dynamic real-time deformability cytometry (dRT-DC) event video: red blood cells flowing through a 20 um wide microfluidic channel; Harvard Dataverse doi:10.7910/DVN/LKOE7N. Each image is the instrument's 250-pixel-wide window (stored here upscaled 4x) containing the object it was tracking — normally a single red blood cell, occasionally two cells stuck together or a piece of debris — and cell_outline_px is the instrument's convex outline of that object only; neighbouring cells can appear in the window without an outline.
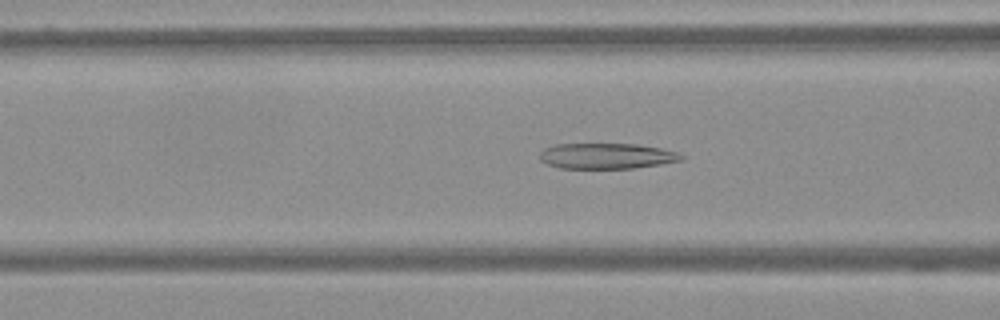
{"species": "Egyptian fruit bat (a non-hibernating species)", "species_latin": "Rousettus aegyptiacus", "temperature_condition": "warm", "stored_images_in_passage": 45, "camera_frame_rate_fps": 3000, "um_per_image_px": 0.085, "frame": {"image": 1, "passage_image": 17, "time_ms": 5.333, "image_size_px": [1000, 320], "cell_outline_px": [[684, 160], [660, 164], [632, 168], [560, 168], [548, 164], [540, 160], [540, 152], [544, 148], [556, 144], [636, 144], [660, 148], [676, 152], [684, 156]], "centroid_in_image_um": [51.56, 13.26], "position_along_channel_um": 115.0, "area_um2": 21.04}}
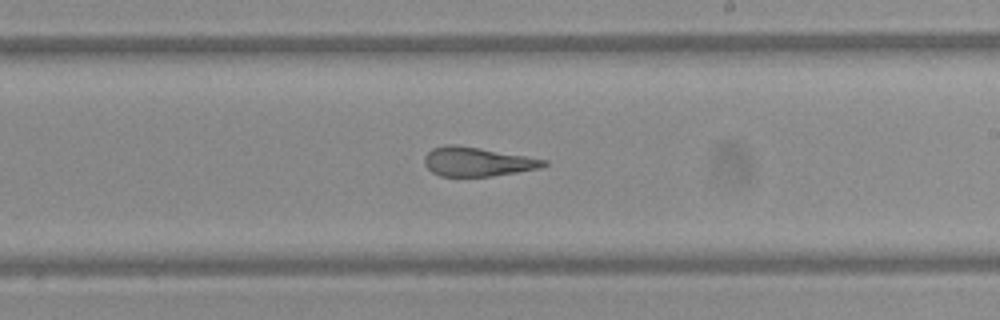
{"frame": {"image": 2, "passage_image": 29, "time_ms": 9.333, "image_size_px": [1000, 320], "cell_outline_px": [[548, 164], [540, 168], [492, 176], [440, 176], [432, 172], [424, 164], [424, 156], [432, 148], [448, 144], [456, 144], [480, 148], [548, 160]], "centroid_in_image_um": [40.55, 13.74], "position_along_channel_um": 248.5, "area_um2": 20.17}}
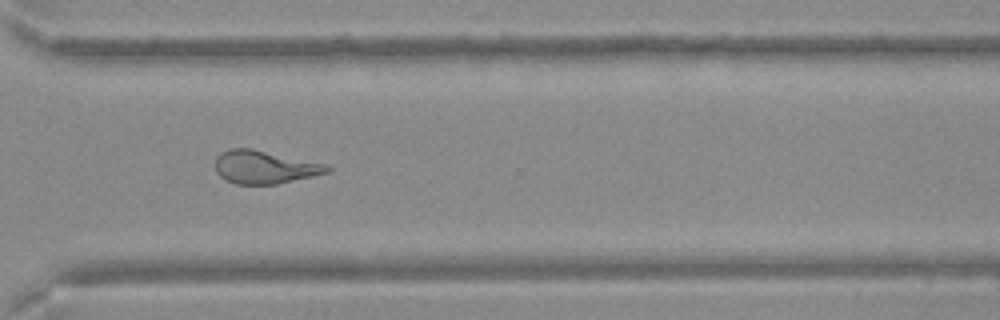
{"frame": {"image": 3, "passage_image": 38, "time_ms": 12.333, "image_size_px": [1000, 320], "cell_outline_px": [[332, 168], [328, 172], [312, 176], [276, 184], [236, 184], [220, 176], [216, 172], [216, 156], [220, 152], [228, 148], [252, 148], [328, 164]], "centroid_in_image_um": [22.49, 14.18], "position_along_channel_um": 348.1, "area_um2": 21.62}}